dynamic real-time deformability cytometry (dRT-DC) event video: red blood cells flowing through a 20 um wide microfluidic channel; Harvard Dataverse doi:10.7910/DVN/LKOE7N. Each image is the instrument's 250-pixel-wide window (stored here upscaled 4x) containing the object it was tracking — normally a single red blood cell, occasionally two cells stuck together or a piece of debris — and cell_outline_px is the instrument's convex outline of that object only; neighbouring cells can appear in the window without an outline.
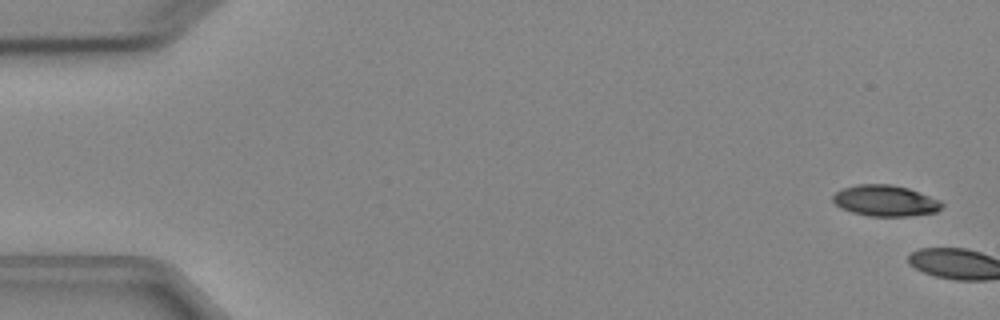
{"species": "Egyptian fruit bat (a non-hibernating species)", "species_latin": "Rousettus aegyptiacus", "temperature_condition": "cold", "stored_images_in_passage": 7, "camera_frame_rate_fps": 3000, "um_per_image_px": 0.085, "animal": {"sex": "female"}, "frame": {"image": 1, "passage_image": 1, "time_ms": 0.0, "image_size_px": [1000, 320], "cell_outline_px": [[944, 204], [936, 212], [908, 216], [868, 216], [852, 212], [840, 208], [832, 200], [832, 196], [836, 192], [844, 188], [856, 184], [892, 184], [908, 188], [940, 200]], "centroid_in_image_um": [75.23, 17.06], "position_along_channel_um": 9.8, "area_um2": 19.71}}
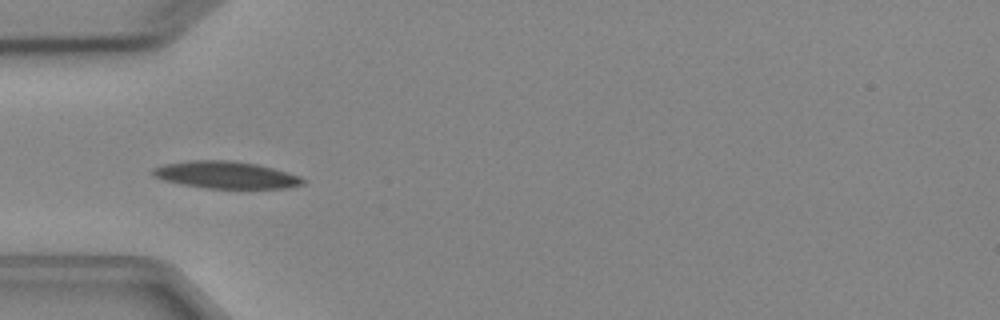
{"frame": {"image": 2, "passage_image": 6, "time_ms": 6.0, "image_size_px": [1000, 320], "cell_outline_px": [[304, 184], [288, 188], [208, 188], [184, 184], [164, 180], [152, 176], [152, 168], [164, 164], [192, 160], [232, 160], [256, 164], [272, 168], [300, 176], [304, 180]], "centroid_in_image_um": [19.19, 14.86], "position_along_channel_um": 65.8, "area_um2": 23.52}}